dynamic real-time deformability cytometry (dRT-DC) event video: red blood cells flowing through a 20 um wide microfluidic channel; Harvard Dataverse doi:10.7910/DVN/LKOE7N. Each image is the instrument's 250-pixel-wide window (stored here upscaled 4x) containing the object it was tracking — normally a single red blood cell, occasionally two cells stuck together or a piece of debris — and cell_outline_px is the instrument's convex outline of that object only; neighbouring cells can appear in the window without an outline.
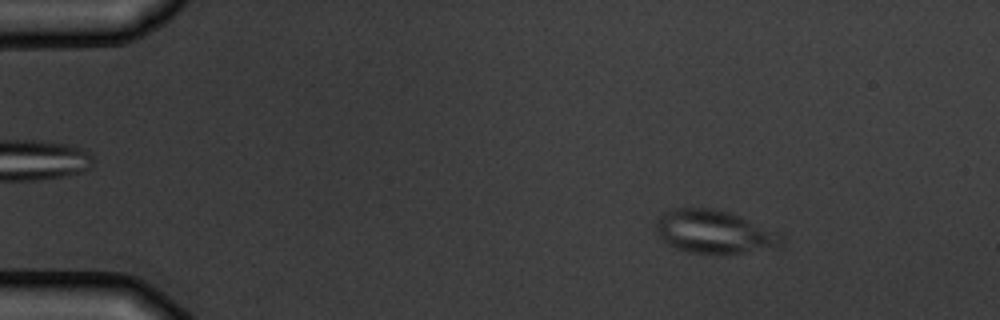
{"species": "common noctule bat (a hibernating species)", "species_latin": "Nyctalus noctula", "temperature_condition": "warm", "stored_images_in_passage": 6, "camera_frame_rate_fps": 3000, "um_per_image_px": 0.085, "animal": {"sex": "male", "body_mass_g": 19.5, "forearm_length_mm": 54.6}, "frame": {"image": 1, "passage_image": 1, "time_ms": 0.0, "image_size_px": [1000, 320], "cell_outline_px": [[784, 236], [780, 244], [776, 248], [728, 256], [688, 252], [676, 248], [668, 244], [656, 232], [656, 220], [664, 212], [672, 208], [712, 208], [728, 212], [740, 216]], "centroid_in_image_um": [60.7, 19.74], "position_along_channel_um": 24.3, "area_um2": 31.96}}